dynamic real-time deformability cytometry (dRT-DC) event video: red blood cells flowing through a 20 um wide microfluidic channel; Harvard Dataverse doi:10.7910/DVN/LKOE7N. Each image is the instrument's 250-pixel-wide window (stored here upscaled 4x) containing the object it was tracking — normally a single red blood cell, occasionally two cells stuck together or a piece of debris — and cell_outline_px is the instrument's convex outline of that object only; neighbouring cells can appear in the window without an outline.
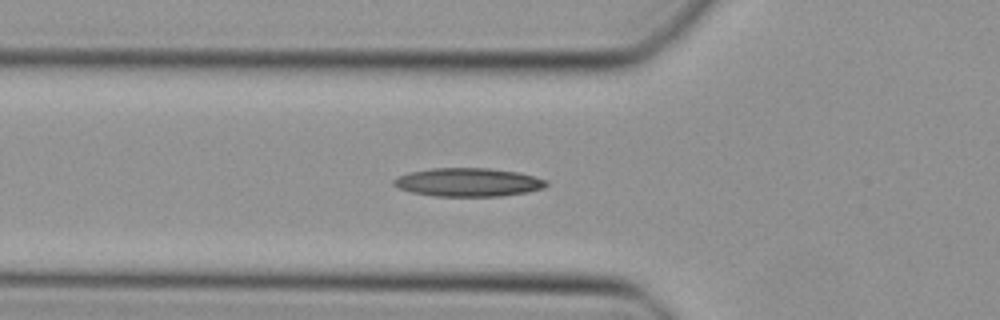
{"species": "Egyptian fruit bat (a non-hibernating species)", "species_latin": "Rousettus aegyptiacus", "temperature_condition": "cold", "stored_images_in_passage": 4, "camera_frame_rate_fps": 3000, "um_per_image_px": 0.085, "animal": {"sex": "female"}, "frame": {"image": 1, "passage_image": 2, "time_ms": 0.333, "image_size_px": [1000, 320], "cell_outline_px": [[548, 184], [544, 188], [528, 192], [500, 196], [436, 196], [412, 192], [400, 188], [392, 184], [392, 180], [396, 176], [408, 172], [432, 168], [488, 168], [516, 172], [548, 180]], "centroid_in_image_um": [39.77, 15.49], "position_along_channel_um": 86.0, "area_um2": 25.32}}